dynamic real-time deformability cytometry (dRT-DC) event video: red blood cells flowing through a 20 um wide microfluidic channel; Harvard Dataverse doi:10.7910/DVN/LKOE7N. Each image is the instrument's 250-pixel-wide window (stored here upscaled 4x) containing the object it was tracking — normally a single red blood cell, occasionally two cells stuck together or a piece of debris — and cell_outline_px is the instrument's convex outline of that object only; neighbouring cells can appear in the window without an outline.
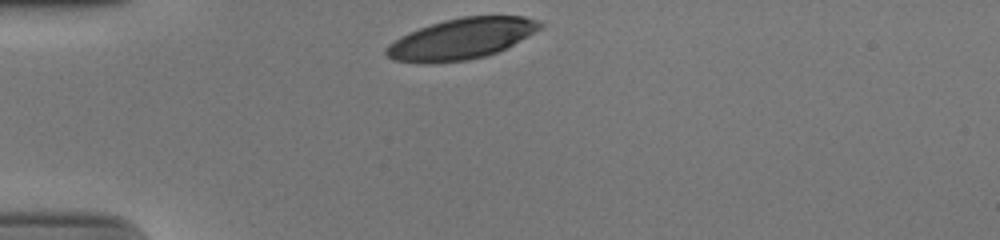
{"species": "human", "species_latin": "Homo sapiens", "temperature_condition": "cold", "stored_images_in_passage": 30, "camera_frame_rate_fps": 3000, "um_per_image_px": 0.085, "donor": {"sex": "male"}, "frame": {"image": 1, "passage_image": 1, "time_ms": 0.0, "image_size_px": [1000, 240], "cell_outline_px": [[544, 24], [540, 28], [512, 44], [496, 52], [484, 56], [468, 60], [432, 64], [424, 64], [392, 60], [384, 52], [384, 48], [388, 44], [408, 32], [444, 20], [464, 16], [524, 16], [540, 20]], "centroid_in_image_um": [39.16, 3.31], "position_along_channel_um": 45.8, "area_um2": 36.53}}
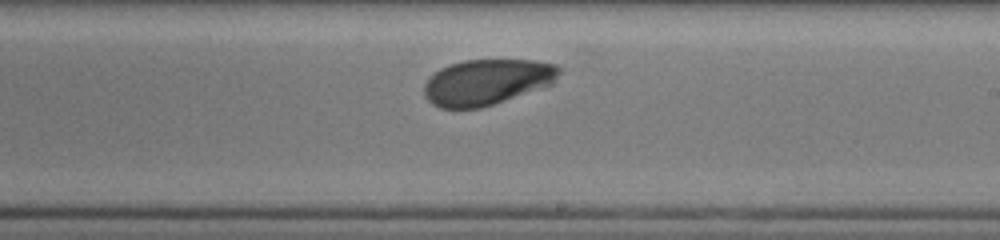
{"frame": {"image": 2, "passage_image": 19, "time_ms": 6.0, "image_size_px": [1000, 240], "cell_outline_px": [[560, 72], [556, 80], [552, 84], [480, 108], [440, 108], [432, 104], [424, 96], [424, 84], [428, 76], [440, 68], [448, 64], [464, 60], [532, 60], [556, 64], [560, 68]], "centroid_in_image_um": [41.34, 6.96], "position_along_channel_um": 247.7, "area_um2": 35.95}}
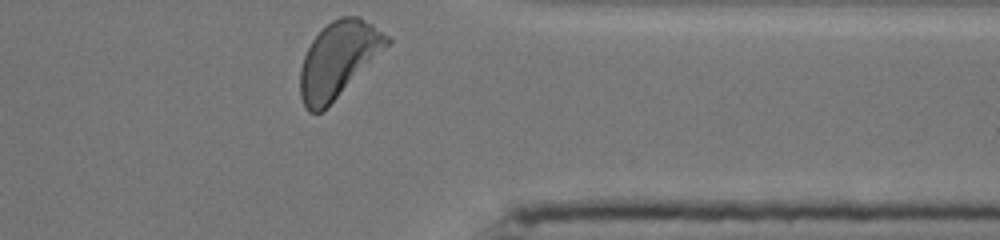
{"frame": {"image": 3, "passage_image": 30, "time_ms": 9.667, "image_size_px": [1000, 240], "cell_outline_px": [[392, 40], [320, 112], [308, 112], [300, 96], [300, 68], [304, 56], [312, 40], [332, 20], [340, 16], [360, 16], [392, 36]], "centroid_in_image_um": [28.74, 4.99], "position_along_channel_um": 382.7, "area_um2": 36.99}, "authors_computed_cell_mechanics": {"area_um2": 37.3388, "velocity_mm_per_s": 3.8463, "shape_relaxation_time_tau1_ms": 1.9002, "shape_relaxation_time_tau2_ms": null, "deformation_change_tau1": 0.1347, "deformation_change_tau2": null}}